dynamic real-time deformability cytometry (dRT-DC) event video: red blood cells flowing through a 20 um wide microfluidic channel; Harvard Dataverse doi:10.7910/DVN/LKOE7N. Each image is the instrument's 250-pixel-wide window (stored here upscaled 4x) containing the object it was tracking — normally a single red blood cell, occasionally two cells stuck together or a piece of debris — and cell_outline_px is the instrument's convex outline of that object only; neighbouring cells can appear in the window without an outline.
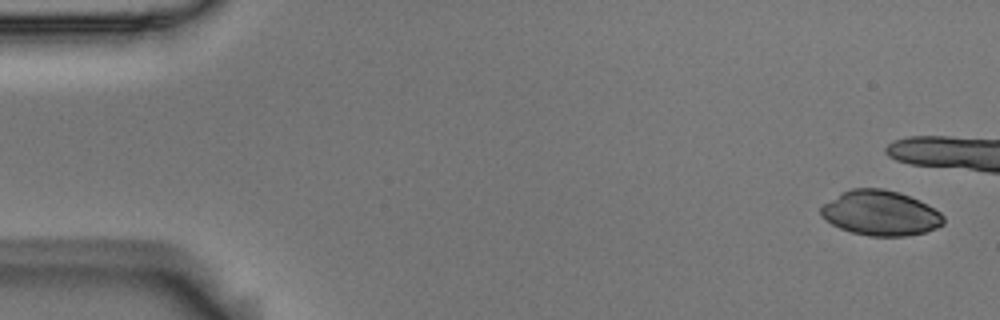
{"species": "Egyptian fruit bat (a non-hibernating species)", "species_latin": "Rousettus aegyptiacus", "temperature_condition": "room temperature", "stored_images_in_passage": 7, "camera_frame_rate_fps": 3000, "um_per_image_px": 0.085, "animal": {"sex": "male"}, "frame": {"image": 1, "passage_image": 1, "time_ms": 0.0, "image_size_px": [1000, 320], "cell_outline_px": [[944, 224], [936, 228], [924, 232], [904, 236], [868, 236], [852, 232], [840, 228], [832, 224], [820, 216], [820, 208], [824, 204], [844, 192], [852, 188], [884, 188], [900, 192], [920, 200], [928, 204], [940, 212], [944, 216]], "centroid_in_image_um": [74.87, 18.11], "position_along_channel_um": 10.1, "area_um2": 32.14}}
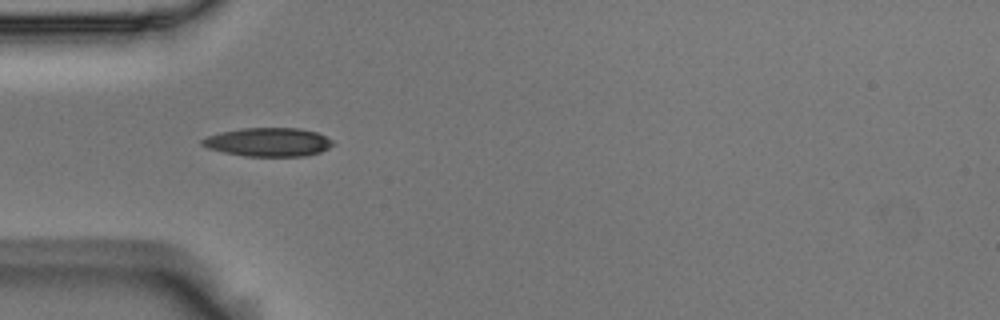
{"frame": {"image": 2, "passage_image": 6, "time_ms": 1.667, "image_size_px": [1000, 320], "cell_outline_px": [[336, 144], [320, 152], [304, 156], [244, 156], [224, 152], [208, 148], [200, 144], [200, 140], [208, 136], [220, 132], [244, 128], [300, 128], [316, 132], [332, 140]], "centroid_in_image_um": [22.81, 12.08], "position_along_channel_um": 62.2, "area_um2": 21.79}}
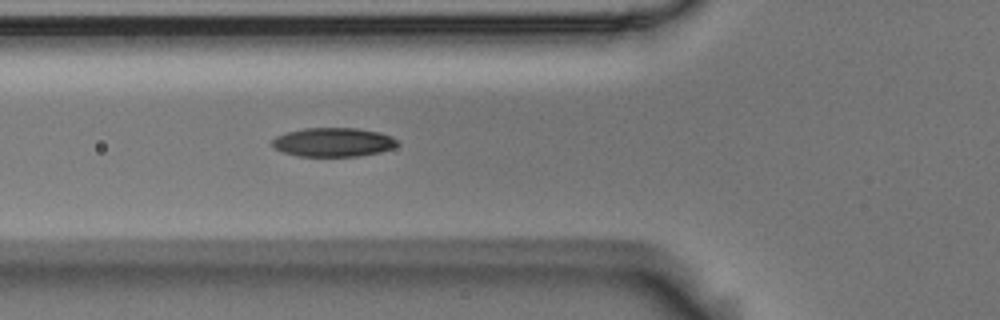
{"frame": {"image": 3, "passage_image": 7, "time_ms": 2.0, "image_size_px": [1000, 320], "cell_outline_px": [[400, 144], [392, 148], [380, 152], [360, 156], [296, 156], [284, 152], [276, 148], [272, 144], [272, 140], [276, 136], [288, 132], [304, 128], [356, 128], [380, 132], [392, 136], [400, 140]], "centroid_in_image_um": [28.39, 12.08], "position_along_channel_um": 97.4, "area_um2": 21.21}}